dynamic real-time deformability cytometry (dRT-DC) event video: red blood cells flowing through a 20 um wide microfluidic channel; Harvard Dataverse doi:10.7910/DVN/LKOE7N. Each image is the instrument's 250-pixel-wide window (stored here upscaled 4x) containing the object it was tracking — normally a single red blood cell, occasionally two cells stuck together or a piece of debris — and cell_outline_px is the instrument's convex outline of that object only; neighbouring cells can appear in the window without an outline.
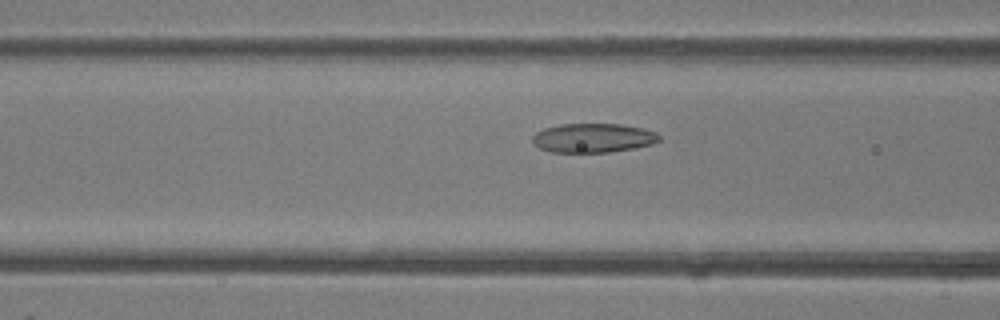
{"species": "common noctule bat (a hibernating species)", "species_latin": "Nyctalus noctula", "temperature_condition": "room temperature", "stored_images_in_passage": 48, "camera_frame_rate_fps": 3000, "um_per_image_px": 0.085, "animal": {"sex": "female"}, "frame": {"image": 1, "passage_image": 19, "time_ms": 6.0, "image_size_px": [1000, 320], "cell_outline_px": [[660, 140], [652, 144], [632, 148], [608, 152], [552, 152], [540, 148], [532, 140], [532, 136], [536, 132], [544, 128], [560, 124], [620, 124], [644, 128], [656, 132], [660, 136]], "centroid_in_image_um": [50.42, 11.72], "position_along_channel_um": 116.2, "area_um2": 21.44}}
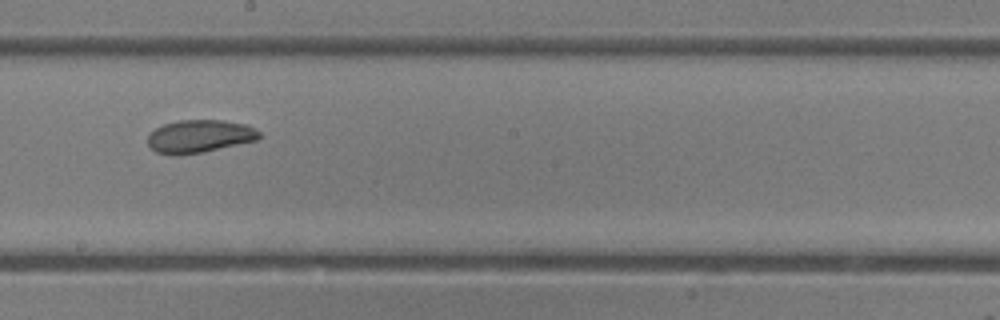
{"frame": {"image": 2, "passage_image": 27, "time_ms": 8.667, "image_size_px": [1000, 320], "cell_outline_px": [[260, 136], [256, 140], [204, 152], [180, 156], [172, 156], [156, 152], [148, 144], [148, 136], [156, 128], [164, 124], [176, 120], [220, 120], [248, 124], [260, 132]], "centroid_in_image_um": [16.95, 11.59], "position_along_channel_um": 231.3, "area_um2": 21.5}}
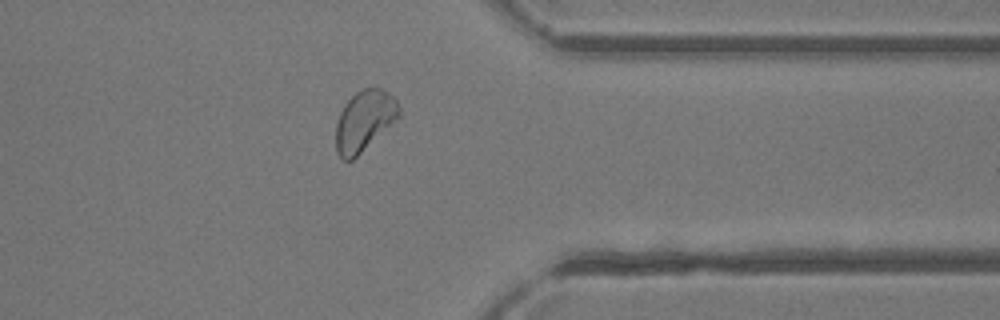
{"frame": {"image": 3, "passage_image": 38, "time_ms": 12.333, "image_size_px": [1000, 320], "cell_outline_px": [[400, 116], [396, 120], [352, 160], [344, 160], [336, 152], [336, 124], [340, 112], [344, 104], [356, 92], [364, 88], [380, 88], [388, 92], [396, 100], [400, 108]], "centroid_in_image_um": [30.96, 10.25], "position_along_channel_um": 380.4, "area_um2": 22.02}, "authors_computed_cell_mechanics": {"area_um2": 22.9755, "velocity_mm_per_s": 4.3151, "shape_relaxation_time_tau1_ms": 2.5825, "shape_relaxation_time_tau2_ms": 2.4615, "deformation_change_tau1": 0.0893, "deformation_change_tau2": 0.0633}}